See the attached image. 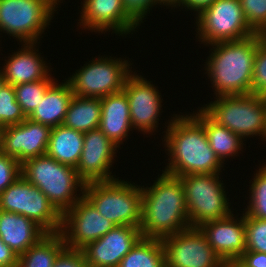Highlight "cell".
<instances>
[{
  "instance_id": "6da1fadb",
  "label": "cell",
  "mask_w": 266,
  "mask_h": 267,
  "mask_svg": "<svg viewBox=\"0 0 266 267\" xmlns=\"http://www.w3.org/2000/svg\"><path fill=\"white\" fill-rule=\"evenodd\" d=\"M171 121L164 137L171 161L163 172L177 177L218 173L223 161L211 149L203 125L192 115Z\"/></svg>"
},
{
  "instance_id": "7a4b0ae2",
  "label": "cell",
  "mask_w": 266,
  "mask_h": 267,
  "mask_svg": "<svg viewBox=\"0 0 266 267\" xmlns=\"http://www.w3.org/2000/svg\"><path fill=\"white\" fill-rule=\"evenodd\" d=\"M148 189L142 188L143 237L162 239L191 227L180 177L163 172Z\"/></svg>"
},
{
  "instance_id": "3957f363",
  "label": "cell",
  "mask_w": 266,
  "mask_h": 267,
  "mask_svg": "<svg viewBox=\"0 0 266 267\" xmlns=\"http://www.w3.org/2000/svg\"><path fill=\"white\" fill-rule=\"evenodd\" d=\"M260 36L255 33L247 38L218 42L207 61L208 75L219 96L251 94L254 58Z\"/></svg>"
},
{
  "instance_id": "277c9868",
  "label": "cell",
  "mask_w": 266,
  "mask_h": 267,
  "mask_svg": "<svg viewBox=\"0 0 266 267\" xmlns=\"http://www.w3.org/2000/svg\"><path fill=\"white\" fill-rule=\"evenodd\" d=\"M21 175L43 192L61 215L81 198L74 195V191L80 186L83 193L85 185L75 168L46 154L22 163Z\"/></svg>"
},
{
  "instance_id": "5b68a950",
  "label": "cell",
  "mask_w": 266,
  "mask_h": 267,
  "mask_svg": "<svg viewBox=\"0 0 266 267\" xmlns=\"http://www.w3.org/2000/svg\"><path fill=\"white\" fill-rule=\"evenodd\" d=\"M137 187L116 178L111 181H92L85 183L83 195L116 226L140 228L142 187Z\"/></svg>"
},
{
  "instance_id": "8992f818",
  "label": "cell",
  "mask_w": 266,
  "mask_h": 267,
  "mask_svg": "<svg viewBox=\"0 0 266 267\" xmlns=\"http://www.w3.org/2000/svg\"><path fill=\"white\" fill-rule=\"evenodd\" d=\"M215 122L244 139L266 137V97L255 94L219 96L202 108ZM265 136V137H264Z\"/></svg>"
},
{
  "instance_id": "52a82bcc",
  "label": "cell",
  "mask_w": 266,
  "mask_h": 267,
  "mask_svg": "<svg viewBox=\"0 0 266 267\" xmlns=\"http://www.w3.org/2000/svg\"><path fill=\"white\" fill-rule=\"evenodd\" d=\"M218 175L219 173H203L180 177L191 227L198 228L206 222L232 214Z\"/></svg>"
},
{
  "instance_id": "ba28073f",
  "label": "cell",
  "mask_w": 266,
  "mask_h": 267,
  "mask_svg": "<svg viewBox=\"0 0 266 267\" xmlns=\"http://www.w3.org/2000/svg\"><path fill=\"white\" fill-rule=\"evenodd\" d=\"M0 210L23 215L47 233H58L62 228V215L46 195L22 175L0 194Z\"/></svg>"
},
{
  "instance_id": "9c48e42d",
  "label": "cell",
  "mask_w": 266,
  "mask_h": 267,
  "mask_svg": "<svg viewBox=\"0 0 266 267\" xmlns=\"http://www.w3.org/2000/svg\"><path fill=\"white\" fill-rule=\"evenodd\" d=\"M198 18V32L205 43L236 41L255 34L239 0H215L198 14Z\"/></svg>"
},
{
  "instance_id": "30bf717a",
  "label": "cell",
  "mask_w": 266,
  "mask_h": 267,
  "mask_svg": "<svg viewBox=\"0 0 266 267\" xmlns=\"http://www.w3.org/2000/svg\"><path fill=\"white\" fill-rule=\"evenodd\" d=\"M127 62L101 57L88 63L67 80L73 95L102 98L123 91L131 71Z\"/></svg>"
},
{
  "instance_id": "8fae6325",
  "label": "cell",
  "mask_w": 266,
  "mask_h": 267,
  "mask_svg": "<svg viewBox=\"0 0 266 267\" xmlns=\"http://www.w3.org/2000/svg\"><path fill=\"white\" fill-rule=\"evenodd\" d=\"M55 11L44 0H0V30L35 43Z\"/></svg>"
},
{
  "instance_id": "7c38bea8",
  "label": "cell",
  "mask_w": 266,
  "mask_h": 267,
  "mask_svg": "<svg viewBox=\"0 0 266 267\" xmlns=\"http://www.w3.org/2000/svg\"><path fill=\"white\" fill-rule=\"evenodd\" d=\"M161 241L166 267H227L199 228L190 227Z\"/></svg>"
},
{
  "instance_id": "4fadbf2b",
  "label": "cell",
  "mask_w": 266,
  "mask_h": 267,
  "mask_svg": "<svg viewBox=\"0 0 266 267\" xmlns=\"http://www.w3.org/2000/svg\"><path fill=\"white\" fill-rule=\"evenodd\" d=\"M81 194V198L62 215L60 230L66 247L79 250L101 238L116 226L102 216L83 193Z\"/></svg>"
},
{
  "instance_id": "5bb4252c",
  "label": "cell",
  "mask_w": 266,
  "mask_h": 267,
  "mask_svg": "<svg viewBox=\"0 0 266 267\" xmlns=\"http://www.w3.org/2000/svg\"><path fill=\"white\" fill-rule=\"evenodd\" d=\"M140 228L115 226L101 238L84 247L88 267H118L122 258L142 238Z\"/></svg>"
},
{
  "instance_id": "9a60e30c",
  "label": "cell",
  "mask_w": 266,
  "mask_h": 267,
  "mask_svg": "<svg viewBox=\"0 0 266 267\" xmlns=\"http://www.w3.org/2000/svg\"><path fill=\"white\" fill-rule=\"evenodd\" d=\"M51 130V127L29 118L19 124L5 126L0 152L16 158L20 164L45 155Z\"/></svg>"
},
{
  "instance_id": "2e32d148",
  "label": "cell",
  "mask_w": 266,
  "mask_h": 267,
  "mask_svg": "<svg viewBox=\"0 0 266 267\" xmlns=\"http://www.w3.org/2000/svg\"><path fill=\"white\" fill-rule=\"evenodd\" d=\"M233 216L230 214L198 227L227 267H231L246 251L245 215L239 221L233 219Z\"/></svg>"
},
{
  "instance_id": "e0dca14e",
  "label": "cell",
  "mask_w": 266,
  "mask_h": 267,
  "mask_svg": "<svg viewBox=\"0 0 266 267\" xmlns=\"http://www.w3.org/2000/svg\"><path fill=\"white\" fill-rule=\"evenodd\" d=\"M115 145L97 128L84 133V144L79 163L76 167L78 176L85 182L115 180L109 168Z\"/></svg>"
},
{
  "instance_id": "ac0fdd59",
  "label": "cell",
  "mask_w": 266,
  "mask_h": 267,
  "mask_svg": "<svg viewBox=\"0 0 266 267\" xmlns=\"http://www.w3.org/2000/svg\"><path fill=\"white\" fill-rule=\"evenodd\" d=\"M144 79L136 74H129L123 91L129 102L132 127L147 133L157 127L162 101L156 88Z\"/></svg>"
},
{
  "instance_id": "d6986e66",
  "label": "cell",
  "mask_w": 266,
  "mask_h": 267,
  "mask_svg": "<svg viewBox=\"0 0 266 267\" xmlns=\"http://www.w3.org/2000/svg\"><path fill=\"white\" fill-rule=\"evenodd\" d=\"M80 19L83 28L127 34L139 24L126 12L122 0H85ZM88 26V27H87Z\"/></svg>"
},
{
  "instance_id": "ffe728a7",
  "label": "cell",
  "mask_w": 266,
  "mask_h": 267,
  "mask_svg": "<svg viewBox=\"0 0 266 267\" xmlns=\"http://www.w3.org/2000/svg\"><path fill=\"white\" fill-rule=\"evenodd\" d=\"M48 233L29 218L0 210V238L19 257Z\"/></svg>"
},
{
  "instance_id": "44dd1931",
  "label": "cell",
  "mask_w": 266,
  "mask_h": 267,
  "mask_svg": "<svg viewBox=\"0 0 266 267\" xmlns=\"http://www.w3.org/2000/svg\"><path fill=\"white\" fill-rule=\"evenodd\" d=\"M101 108V120L98 128L115 145L119 146L132 128L127 95L121 91L102 97Z\"/></svg>"
},
{
  "instance_id": "7402d4cb",
  "label": "cell",
  "mask_w": 266,
  "mask_h": 267,
  "mask_svg": "<svg viewBox=\"0 0 266 267\" xmlns=\"http://www.w3.org/2000/svg\"><path fill=\"white\" fill-rule=\"evenodd\" d=\"M33 45L34 43H26L23 49L14 53L7 61L2 70L6 83L15 86L21 83L44 80L49 76L47 66L33 50Z\"/></svg>"
},
{
  "instance_id": "603a6c76",
  "label": "cell",
  "mask_w": 266,
  "mask_h": 267,
  "mask_svg": "<svg viewBox=\"0 0 266 267\" xmlns=\"http://www.w3.org/2000/svg\"><path fill=\"white\" fill-rule=\"evenodd\" d=\"M73 93L69 83H53L28 117L31 121L47 125L51 128L62 125Z\"/></svg>"
},
{
  "instance_id": "cb8c5ba5",
  "label": "cell",
  "mask_w": 266,
  "mask_h": 267,
  "mask_svg": "<svg viewBox=\"0 0 266 267\" xmlns=\"http://www.w3.org/2000/svg\"><path fill=\"white\" fill-rule=\"evenodd\" d=\"M84 144V133L63 124L53 127L47 145L46 155L61 164L76 169Z\"/></svg>"
},
{
  "instance_id": "d4e9b609",
  "label": "cell",
  "mask_w": 266,
  "mask_h": 267,
  "mask_svg": "<svg viewBox=\"0 0 266 267\" xmlns=\"http://www.w3.org/2000/svg\"><path fill=\"white\" fill-rule=\"evenodd\" d=\"M101 98L72 97L63 125L85 133L97 129L101 120Z\"/></svg>"
},
{
  "instance_id": "484cf974",
  "label": "cell",
  "mask_w": 266,
  "mask_h": 267,
  "mask_svg": "<svg viewBox=\"0 0 266 267\" xmlns=\"http://www.w3.org/2000/svg\"><path fill=\"white\" fill-rule=\"evenodd\" d=\"M204 127L211 149L221 161L241 150L242 138L215 122L203 109L193 115ZM223 159V160H222Z\"/></svg>"
},
{
  "instance_id": "4316f807",
  "label": "cell",
  "mask_w": 266,
  "mask_h": 267,
  "mask_svg": "<svg viewBox=\"0 0 266 267\" xmlns=\"http://www.w3.org/2000/svg\"><path fill=\"white\" fill-rule=\"evenodd\" d=\"M65 247L66 244L60 232L48 233L18 257L17 267H52Z\"/></svg>"
},
{
  "instance_id": "83f0119b",
  "label": "cell",
  "mask_w": 266,
  "mask_h": 267,
  "mask_svg": "<svg viewBox=\"0 0 266 267\" xmlns=\"http://www.w3.org/2000/svg\"><path fill=\"white\" fill-rule=\"evenodd\" d=\"M118 267H166L161 239L142 237L122 258Z\"/></svg>"
},
{
  "instance_id": "f1b7e54d",
  "label": "cell",
  "mask_w": 266,
  "mask_h": 267,
  "mask_svg": "<svg viewBox=\"0 0 266 267\" xmlns=\"http://www.w3.org/2000/svg\"><path fill=\"white\" fill-rule=\"evenodd\" d=\"M54 83L50 76L44 80L21 83L14 86L16 101L28 118L37 108L47 89Z\"/></svg>"
},
{
  "instance_id": "f546056e",
  "label": "cell",
  "mask_w": 266,
  "mask_h": 267,
  "mask_svg": "<svg viewBox=\"0 0 266 267\" xmlns=\"http://www.w3.org/2000/svg\"><path fill=\"white\" fill-rule=\"evenodd\" d=\"M27 117L16 101L14 86L5 83L0 89V124L3 126L16 125Z\"/></svg>"
},
{
  "instance_id": "4dcf8cb0",
  "label": "cell",
  "mask_w": 266,
  "mask_h": 267,
  "mask_svg": "<svg viewBox=\"0 0 266 267\" xmlns=\"http://www.w3.org/2000/svg\"><path fill=\"white\" fill-rule=\"evenodd\" d=\"M248 210L244 213L253 218L266 220V165L259 169L251 185Z\"/></svg>"
},
{
  "instance_id": "1f68e13d",
  "label": "cell",
  "mask_w": 266,
  "mask_h": 267,
  "mask_svg": "<svg viewBox=\"0 0 266 267\" xmlns=\"http://www.w3.org/2000/svg\"><path fill=\"white\" fill-rule=\"evenodd\" d=\"M246 251L266 253V220L245 215Z\"/></svg>"
},
{
  "instance_id": "d6a6232c",
  "label": "cell",
  "mask_w": 266,
  "mask_h": 267,
  "mask_svg": "<svg viewBox=\"0 0 266 267\" xmlns=\"http://www.w3.org/2000/svg\"><path fill=\"white\" fill-rule=\"evenodd\" d=\"M250 28L260 33L266 28V0H239Z\"/></svg>"
},
{
  "instance_id": "836d02e7",
  "label": "cell",
  "mask_w": 266,
  "mask_h": 267,
  "mask_svg": "<svg viewBox=\"0 0 266 267\" xmlns=\"http://www.w3.org/2000/svg\"><path fill=\"white\" fill-rule=\"evenodd\" d=\"M251 94L266 97V46L261 40L254 58Z\"/></svg>"
},
{
  "instance_id": "e575fe53",
  "label": "cell",
  "mask_w": 266,
  "mask_h": 267,
  "mask_svg": "<svg viewBox=\"0 0 266 267\" xmlns=\"http://www.w3.org/2000/svg\"><path fill=\"white\" fill-rule=\"evenodd\" d=\"M21 176V164L16 158L0 152V194Z\"/></svg>"
},
{
  "instance_id": "d590c367",
  "label": "cell",
  "mask_w": 266,
  "mask_h": 267,
  "mask_svg": "<svg viewBox=\"0 0 266 267\" xmlns=\"http://www.w3.org/2000/svg\"><path fill=\"white\" fill-rule=\"evenodd\" d=\"M52 267H88L83 250L65 247Z\"/></svg>"
},
{
  "instance_id": "8d00e7d4",
  "label": "cell",
  "mask_w": 266,
  "mask_h": 267,
  "mask_svg": "<svg viewBox=\"0 0 266 267\" xmlns=\"http://www.w3.org/2000/svg\"><path fill=\"white\" fill-rule=\"evenodd\" d=\"M126 12L139 24L152 5L165 3L163 0H122Z\"/></svg>"
},
{
  "instance_id": "74e56055",
  "label": "cell",
  "mask_w": 266,
  "mask_h": 267,
  "mask_svg": "<svg viewBox=\"0 0 266 267\" xmlns=\"http://www.w3.org/2000/svg\"><path fill=\"white\" fill-rule=\"evenodd\" d=\"M231 267H266V253L245 251Z\"/></svg>"
},
{
  "instance_id": "f35d334b",
  "label": "cell",
  "mask_w": 266,
  "mask_h": 267,
  "mask_svg": "<svg viewBox=\"0 0 266 267\" xmlns=\"http://www.w3.org/2000/svg\"><path fill=\"white\" fill-rule=\"evenodd\" d=\"M17 254L0 238V267H17Z\"/></svg>"
},
{
  "instance_id": "ab89813d",
  "label": "cell",
  "mask_w": 266,
  "mask_h": 267,
  "mask_svg": "<svg viewBox=\"0 0 266 267\" xmlns=\"http://www.w3.org/2000/svg\"><path fill=\"white\" fill-rule=\"evenodd\" d=\"M215 0H177L174 4L172 5L173 7L176 6L177 4L180 6V4L185 5V7L198 11V14L210 6Z\"/></svg>"
},
{
  "instance_id": "60d3db41",
  "label": "cell",
  "mask_w": 266,
  "mask_h": 267,
  "mask_svg": "<svg viewBox=\"0 0 266 267\" xmlns=\"http://www.w3.org/2000/svg\"><path fill=\"white\" fill-rule=\"evenodd\" d=\"M260 40L266 46V28H264L260 33Z\"/></svg>"
},
{
  "instance_id": "b9f144b4",
  "label": "cell",
  "mask_w": 266,
  "mask_h": 267,
  "mask_svg": "<svg viewBox=\"0 0 266 267\" xmlns=\"http://www.w3.org/2000/svg\"><path fill=\"white\" fill-rule=\"evenodd\" d=\"M4 129H5V126H3L2 124H0V151H1V147H2V140H3Z\"/></svg>"
},
{
  "instance_id": "7bdbcfd3",
  "label": "cell",
  "mask_w": 266,
  "mask_h": 267,
  "mask_svg": "<svg viewBox=\"0 0 266 267\" xmlns=\"http://www.w3.org/2000/svg\"><path fill=\"white\" fill-rule=\"evenodd\" d=\"M46 1L53 9L55 8L58 0H44Z\"/></svg>"
},
{
  "instance_id": "ee69618b",
  "label": "cell",
  "mask_w": 266,
  "mask_h": 267,
  "mask_svg": "<svg viewBox=\"0 0 266 267\" xmlns=\"http://www.w3.org/2000/svg\"><path fill=\"white\" fill-rule=\"evenodd\" d=\"M5 83L6 82L4 80V75H3V71H2V72H0V89Z\"/></svg>"
},
{
  "instance_id": "f6af8a7d",
  "label": "cell",
  "mask_w": 266,
  "mask_h": 267,
  "mask_svg": "<svg viewBox=\"0 0 266 267\" xmlns=\"http://www.w3.org/2000/svg\"><path fill=\"white\" fill-rule=\"evenodd\" d=\"M165 2L164 5H174V3L177 1V0H163Z\"/></svg>"
}]
</instances>
